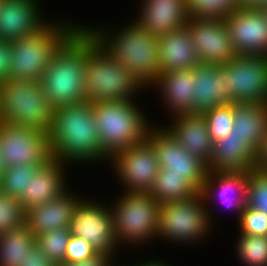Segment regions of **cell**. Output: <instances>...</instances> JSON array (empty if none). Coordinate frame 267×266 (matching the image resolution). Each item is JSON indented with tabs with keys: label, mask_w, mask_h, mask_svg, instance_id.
I'll use <instances>...</instances> for the list:
<instances>
[{
	"label": "cell",
	"mask_w": 267,
	"mask_h": 266,
	"mask_svg": "<svg viewBox=\"0 0 267 266\" xmlns=\"http://www.w3.org/2000/svg\"><path fill=\"white\" fill-rule=\"evenodd\" d=\"M49 141L51 157L63 163L106 160L99 142L94 106L89 101L55 108Z\"/></svg>",
	"instance_id": "1"
},
{
	"label": "cell",
	"mask_w": 267,
	"mask_h": 266,
	"mask_svg": "<svg viewBox=\"0 0 267 266\" xmlns=\"http://www.w3.org/2000/svg\"><path fill=\"white\" fill-rule=\"evenodd\" d=\"M86 62L87 29L80 26L53 54L40 81L55 108L86 101Z\"/></svg>",
	"instance_id": "2"
},
{
	"label": "cell",
	"mask_w": 267,
	"mask_h": 266,
	"mask_svg": "<svg viewBox=\"0 0 267 266\" xmlns=\"http://www.w3.org/2000/svg\"><path fill=\"white\" fill-rule=\"evenodd\" d=\"M112 58L126 67L139 83L153 86L160 75L159 39L137 22L112 35L110 31L85 27ZM110 35V36H109Z\"/></svg>",
	"instance_id": "3"
},
{
	"label": "cell",
	"mask_w": 267,
	"mask_h": 266,
	"mask_svg": "<svg viewBox=\"0 0 267 266\" xmlns=\"http://www.w3.org/2000/svg\"><path fill=\"white\" fill-rule=\"evenodd\" d=\"M85 96L91 103L132 100L142 85L121 63L112 58L87 30ZM131 96V97H130Z\"/></svg>",
	"instance_id": "4"
},
{
	"label": "cell",
	"mask_w": 267,
	"mask_h": 266,
	"mask_svg": "<svg viewBox=\"0 0 267 266\" xmlns=\"http://www.w3.org/2000/svg\"><path fill=\"white\" fill-rule=\"evenodd\" d=\"M99 142L106 159L146 139L151 127L133 100L92 103Z\"/></svg>",
	"instance_id": "5"
},
{
	"label": "cell",
	"mask_w": 267,
	"mask_h": 266,
	"mask_svg": "<svg viewBox=\"0 0 267 266\" xmlns=\"http://www.w3.org/2000/svg\"><path fill=\"white\" fill-rule=\"evenodd\" d=\"M80 26L50 22L35 34L11 42L8 80L41 81L53 54Z\"/></svg>",
	"instance_id": "6"
},
{
	"label": "cell",
	"mask_w": 267,
	"mask_h": 266,
	"mask_svg": "<svg viewBox=\"0 0 267 266\" xmlns=\"http://www.w3.org/2000/svg\"><path fill=\"white\" fill-rule=\"evenodd\" d=\"M54 110L40 81L11 79L0 83V121L49 133Z\"/></svg>",
	"instance_id": "7"
},
{
	"label": "cell",
	"mask_w": 267,
	"mask_h": 266,
	"mask_svg": "<svg viewBox=\"0 0 267 266\" xmlns=\"http://www.w3.org/2000/svg\"><path fill=\"white\" fill-rule=\"evenodd\" d=\"M124 194L111 207L117 245L124 241L135 245L157 236L160 203L149 193Z\"/></svg>",
	"instance_id": "8"
},
{
	"label": "cell",
	"mask_w": 267,
	"mask_h": 266,
	"mask_svg": "<svg viewBox=\"0 0 267 266\" xmlns=\"http://www.w3.org/2000/svg\"><path fill=\"white\" fill-rule=\"evenodd\" d=\"M204 203L207 202L201 193L187 200L161 203L157 235L167 238L168 242L190 243L201 240L212 226V218L209 217L211 214Z\"/></svg>",
	"instance_id": "9"
},
{
	"label": "cell",
	"mask_w": 267,
	"mask_h": 266,
	"mask_svg": "<svg viewBox=\"0 0 267 266\" xmlns=\"http://www.w3.org/2000/svg\"><path fill=\"white\" fill-rule=\"evenodd\" d=\"M227 103H267V56L236 55L221 65Z\"/></svg>",
	"instance_id": "10"
},
{
	"label": "cell",
	"mask_w": 267,
	"mask_h": 266,
	"mask_svg": "<svg viewBox=\"0 0 267 266\" xmlns=\"http://www.w3.org/2000/svg\"><path fill=\"white\" fill-rule=\"evenodd\" d=\"M0 154L6 168L41 167L52 159L49 133L0 121Z\"/></svg>",
	"instance_id": "11"
},
{
	"label": "cell",
	"mask_w": 267,
	"mask_h": 266,
	"mask_svg": "<svg viewBox=\"0 0 267 266\" xmlns=\"http://www.w3.org/2000/svg\"><path fill=\"white\" fill-rule=\"evenodd\" d=\"M151 127L146 139L152 144L160 168L165 174L184 175L200 191L207 174L206 163L191 154L164 128Z\"/></svg>",
	"instance_id": "12"
},
{
	"label": "cell",
	"mask_w": 267,
	"mask_h": 266,
	"mask_svg": "<svg viewBox=\"0 0 267 266\" xmlns=\"http://www.w3.org/2000/svg\"><path fill=\"white\" fill-rule=\"evenodd\" d=\"M110 159L118 173L116 176L126 187L125 192L148 193L160 170L155 150L147 139L119 151Z\"/></svg>",
	"instance_id": "13"
},
{
	"label": "cell",
	"mask_w": 267,
	"mask_h": 266,
	"mask_svg": "<svg viewBox=\"0 0 267 266\" xmlns=\"http://www.w3.org/2000/svg\"><path fill=\"white\" fill-rule=\"evenodd\" d=\"M82 199L78 202L69 230L71 235L83 238L98 253L113 257L117 243L113 232L111 208Z\"/></svg>",
	"instance_id": "14"
},
{
	"label": "cell",
	"mask_w": 267,
	"mask_h": 266,
	"mask_svg": "<svg viewBox=\"0 0 267 266\" xmlns=\"http://www.w3.org/2000/svg\"><path fill=\"white\" fill-rule=\"evenodd\" d=\"M224 19L238 55L267 56V13L263 8L240 7Z\"/></svg>",
	"instance_id": "15"
},
{
	"label": "cell",
	"mask_w": 267,
	"mask_h": 266,
	"mask_svg": "<svg viewBox=\"0 0 267 266\" xmlns=\"http://www.w3.org/2000/svg\"><path fill=\"white\" fill-rule=\"evenodd\" d=\"M186 27L201 63L222 65L237 55L225 19L190 17Z\"/></svg>",
	"instance_id": "16"
},
{
	"label": "cell",
	"mask_w": 267,
	"mask_h": 266,
	"mask_svg": "<svg viewBox=\"0 0 267 266\" xmlns=\"http://www.w3.org/2000/svg\"><path fill=\"white\" fill-rule=\"evenodd\" d=\"M37 3L36 0H0V40L15 42L44 28L48 23L42 21Z\"/></svg>",
	"instance_id": "17"
},
{
	"label": "cell",
	"mask_w": 267,
	"mask_h": 266,
	"mask_svg": "<svg viewBox=\"0 0 267 266\" xmlns=\"http://www.w3.org/2000/svg\"><path fill=\"white\" fill-rule=\"evenodd\" d=\"M137 23L154 36L180 30L190 18L186 0H144Z\"/></svg>",
	"instance_id": "18"
},
{
	"label": "cell",
	"mask_w": 267,
	"mask_h": 266,
	"mask_svg": "<svg viewBox=\"0 0 267 266\" xmlns=\"http://www.w3.org/2000/svg\"><path fill=\"white\" fill-rule=\"evenodd\" d=\"M79 201L67 190L60 197L28 209L26 225L36 237L53 229L69 228Z\"/></svg>",
	"instance_id": "19"
},
{
	"label": "cell",
	"mask_w": 267,
	"mask_h": 266,
	"mask_svg": "<svg viewBox=\"0 0 267 266\" xmlns=\"http://www.w3.org/2000/svg\"><path fill=\"white\" fill-rule=\"evenodd\" d=\"M62 161L52 158L38 167L27 184V193L20 198L21 205L28 209L60 197L67 191ZM63 167V168H62ZM65 184V185H64Z\"/></svg>",
	"instance_id": "20"
},
{
	"label": "cell",
	"mask_w": 267,
	"mask_h": 266,
	"mask_svg": "<svg viewBox=\"0 0 267 266\" xmlns=\"http://www.w3.org/2000/svg\"><path fill=\"white\" fill-rule=\"evenodd\" d=\"M159 39L158 65L161 73L194 69L200 63L187 27L166 33Z\"/></svg>",
	"instance_id": "21"
},
{
	"label": "cell",
	"mask_w": 267,
	"mask_h": 266,
	"mask_svg": "<svg viewBox=\"0 0 267 266\" xmlns=\"http://www.w3.org/2000/svg\"><path fill=\"white\" fill-rule=\"evenodd\" d=\"M194 75L193 113L202 114L208 109L227 103L226 73L221 65L200 62L194 68Z\"/></svg>",
	"instance_id": "22"
},
{
	"label": "cell",
	"mask_w": 267,
	"mask_h": 266,
	"mask_svg": "<svg viewBox=\"0 0 267 266\" xmlns=\"http://www.w3.org/2000/svg\"><path fill=\"white\" fill-rule=\"evenodd\" d=\"M174 116L175 122L172 123V126L165 127L166 130L183 148L207 163L214 142L210 137L204 116L200 113Z\"/></svg>",
	"instance_id": "23"
},
{
	"label": "cell",
	"mask_w": 267,
	"mask_h": 266,
	"mask_svg": "<svg viewBox=\"0 0 267 266\" xmlns=\"http://www.w3.org/2000/svg\"><path fill=\"white\" fill-rule=\"evenodd\" d=\"M255 153L233 133L214 142L207 170L213 172H240L255 169Z\"/></svg>",
	"instance_id": "24"
},
{
	"label": "cell",
	"mask_w": 267,
	"mask_h": 266,
	"mask_svg": "<svg viewBox=\"0 0 267 266\" xmlns=\"http://www.w3.org/2000/svg\"><path fill=\"white\" fill-rule=\"evenodd\" d=\"M248 176H249L248 171H240V172L207 171L204 185L200 193L203 195L204 200L206 201H208V199H211L212 198L211 196H214L215 192L218 193L219 194L218 198L225 201L224 204H227L228 207L230 206L237 209L236 213H238L239 215L238 218L239 221L241 213L244 211V208L247 205ZM233 192L234 195L235 192H239L236 193L238 196L237 197L235 196V198L234 196L232 197L231 194H233Z\"/></svg>",
	"instance_id": "25"
},
{
	"label": "cell",
	"mask_w": 267,
	"mask_h": 266,
	"mask_svg": "<svg viewBox=\"0 0 267 266\" xmlns=\"http://www.w3.org/2000/svg\"><path fill=\"white\" fill-rule=\"evenodd\" d=\"M194 76V69H183L161 73L154 82V85L160 88L157 90H161V96L173 114H193Z\"/></svg>",
	"instance_id": "26"
},
{
	"label": "cell",
	"mask_w": 267,
	"mask_h": 266,
	"mask_svg": "<svg viewBox=\"0 0 267 266\" xmlns=\"http://www.w3.org/2000/svg\"><path fill=\"white\" fill-rule=\"evenodd\" d=\"M231 133L256 154L267 134V103H233Z\"/></svg>",
	"instance_id": "27"
},
{
	"label": "cell",
	"mask_w": 267,
	"mask_h": 266,
	"mask_svg": "<svg viewBox=\"0 0 267 266\" xmlns=\"http://www.w3.org/2000/svg\"><path fill=\"white\" fill-rule=\"evenodd\" d=\"M200 192L184 175L165 174L160 168L148 193L161 204L187 200Z\"/></svg>",
	"instance_id": "28"
},
{
	"label": "cell",
	"mask_w": 267,
	"mask_h": 266,
	"mask_svg": "<svg viewBox=\"0 0 267 266\" xmlns=\"http://www.w3.org/2000/svg\"><path fill=\"white\" fill-rule=\"evenodd\" d=\"M35 245L36 236L26 224L0 235V266H20Z\"/></svg>",
	"instance_id": "29"
},
{
	"label": "cell",
	"mask_w": 267,
	"mask_h": 266,
	"mask_svg": "<svg viewBox=\"0 0 267 266\" xmlns=\"http://www.w3.org/2000/svg\"><path fill=\"white\" fill-rule=\"evenodd\" d=\"M69 228H58L36 237L39 249L57 266L65 263V254L70 240Z\"/></svg>",
	"instance_id": "30"
},
{
	"label": "cell",
	"mask_w": 267,
	"mask_h": 266,
	"mask_svg": "<svg viewBox=\"0 0 267 266\" xmlns=\"http://www.w3.org/2000/svg\"><path fill=\"white\" fill-rule=\"evenodd\" d=\"M237 253L246 266H267V236L240 234Z\"/></svg>",
	"instance_id": "31"
},
{
	"label": "cell",
	"mask_w": 267,
	"mask_h": 266,
	"mask_svg": "<svg viewBox=\"0 0 267 266\" xmlns=\"http://www.w3.org/2000/svg\"><path fill=\"white\" fill-rule=\"evenodd\" d=\"M38 167L33 165H14L5 169L0 181V189L15 198L27 193V184Z\"/></svg>",
	"instance_id": "32"
},
{
	"label": "cell",
	"mask_w": 267,
	"mask_h": 266,
	"mask_svg": "<svg viewBox=\"0 0 267 266\" xmlns=\"http://www.w3.org/2000/svg\"><path fill=\"white\" fill-rule=\"evenodd\" d=\"M191 18L224 19L233 10L240 8L239 0H186Z\"/></svg>",
	"instance_id": "33"
},
{
	"label": "cell",
	"mask_w": 267,
	"mask_h": 266,
	"mask_svg": "<svg viewBox=\"0 0 267 266\" xmlns=\"http://www.w3.org/2000/svg\"><path fill=\"white\" fill-rule=\"evenodd\" d=\"M202 115L206 119L209 134L213 142L232 134L233 103H226L208 109Z\"/></svg>",
	"instance_id": "34"
},
{
	"label": "cell",
	"mask_w": 267,
	"mask_h": 266,
	"mask_svg": "<svg viewBox=\"0 0 267 266\" xmlns=\"http://www.w3.org/2000/svg\"><path fill=\"white\" fill-rule=\"evenodd\" d=\"M26 224V210L18 198L0 189V235Z\"/></svg>",
	"instance_id": "35"
},
{
	"label": "cell",
	"mask_w": 267,
	"mask_h": 266,
	"mask_svg": "<svg viewBox=\"0 0 267 266\" xmlns=\"http://www.w3.org/2000/svg\"><path fill=\"white\" fill-rule=\"evenodd\" d=\"M247 206L267 215V173L249 172Z\"/></svg>",
	"instance_id": "36"
},
{
	"label": "cell",
	"mask_w": 267,
	"mask_h": 266,
	"mask_svg": "<svg viewBox=\"0 0 267 266\" xmlns=\"http://www.w3.org/2000/svg\"><path fill=\"white\" fill-rule=\"evenodd\" d=\"M238 224L240 234L252 236H267V215L248 207L241 213Z\"/></svg>",
	"instance_id": "37"
},
{
	"label": "cell",
	"mask_w": 267,
	"mask_h": 266,
	"mask_svg": "<svg viewBox=\"0 0 267 266\" xmlns=\"http://www.w3.org/2000/svg\"><path fill=\"white\" fill-rule=\"evenodd\" d=\"M98 254L83 238L71 235L65 254V262H80L90 259Z\"/></svg>",
	"instance_id": "38"
},
{
	"label": "cell",
	"mask_w": 267,
	"mask_h": 266,
	"mask_svg": "<svg viewBox=\"0 0 267 266\" xmlns=\"http://www.w3.org/2000/svg\"><path fill=\"white\" fill-rule=\"evenodd\" d=\"M20 266H57L39 249L37 244L32 247Z\"/></svg>",
	"instance_id": "39"
},
{
	"label": "cell",
	"mask_w": 267,
	"mask_h": 266,
	"mask_svg": "<svg viewBox=\"0 0 267 266\" xmlns=\"http://www.w3.org/2000/svg\"><path fill=\"white\" fill-rule=\"evenodd\" d=\"M11 44L0 40V83L8 80L10 73Z\"/></svg>",
	"instance_id": "40"
},
{
	"label": "cell",
	"mask_w": 267,
	"mask_h": 266,
	"mask_svg": "<svg viewBox=\"0 0 267 266\" xmlns=\"http://www.w3.org/2000/svg\"><path fill=\"white\" fill-rule=\"evenodd\" d=\"M113 258L104 253H98L96 256L80 262L63 263L60 266H113L111 261Z\"/></svg>",
	"instance_id": "41"
},
{
	"label": "cell",
	"mask_w": 267,
	"mask_h": 266,
	"mask_svg": "<svg viewBox=\"0 0 267 266\" xmlns=\"http://www.w3.org/2000/svg\"><path fill=\"white\" fill-rule=\"evenodd\" d=\"M254 166L258 172L267 173V134L257 149Z\"/></svg>",
	"instance_id": "42"
},
{
	"label": "cell",
	"mask_w": 267,
	"mask_h": 266,
	"mask_svg": "<svg viewBox=\"0 0 267 266\" xmlns=\"http://www.w3.org/2000/svg\"><path fill=\"white\" fill-rule=\"evenodd\" d=\"M239 5L244 8H264L267 0H239Z\"/></svg>",
	"instance_id": "43"
},
{
	"label": "cell",
	"mask_w": 267,
	"mask_h": 266,
	"mask_svg": "<svg viewBox=\"0 0 267 266\" xmlns=\"http://www.w3.org/2000/svg\"><path fill=\"white\" fill-rule=\"evenodd\" d=\"M137 266H168V265H165L164 263H161L159 261H147L146 263L142 262L141 264L137 265Z\"/></svg>",
	"instance_id": "44"
},
{
	"label": "cell",
	"mask_w": 267,
	"mask_h": 266,
	"mask_svg": "<svg viewBox=\"0 0 267 266\" xmlns=\"http://www.w3.org/2000/svg\"><path fill=\"white\" fill-rule=\"evenodd\" d=\"M5 169H6V166H5L4 161H3L1 154H0V181L3 177Z\"/></svg>",
	"instance_id": "45"
},
{
	"label": "cell",
	"mask_w": 267,
	"mask_h": 266,
	"mask_svg": "<svg viewBox=\"0 0 267 266\" xmlns=\"http://www.w3.org/2000/svg\"><path fill=\"white\" fill-rule=\"evenodd\" d=\"M265 11H266V13H267V5L263 8Z\"/></svg>",
	"instance_id": "46"
}]
</instances>
